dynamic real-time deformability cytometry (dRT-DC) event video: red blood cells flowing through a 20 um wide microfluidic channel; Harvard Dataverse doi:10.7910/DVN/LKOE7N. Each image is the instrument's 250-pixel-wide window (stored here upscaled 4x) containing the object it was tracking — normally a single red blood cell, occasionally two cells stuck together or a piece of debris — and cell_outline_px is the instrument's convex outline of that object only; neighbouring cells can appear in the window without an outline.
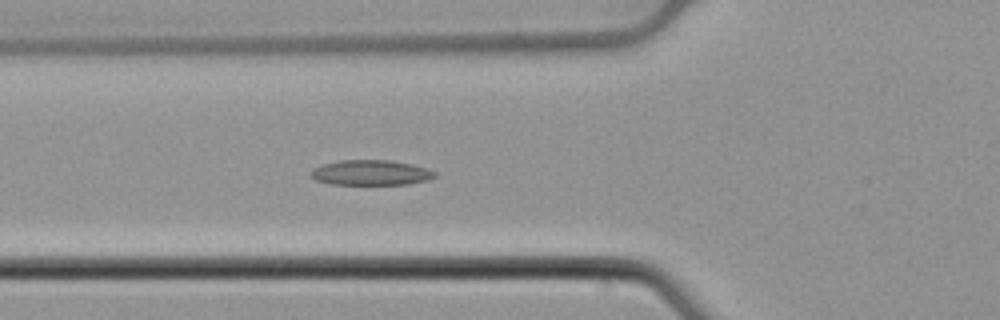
{"species": "common noctule bat (a hibernating species)", "species_latin": "Nyctalus noctula", "temperature_condition": "cold", "stored_images_in_passage": 39, "camera_frame_rate_fps": 3000, "um_per_image_px": 0.085, "animal": {"sex": "male", "body_mass_g": 21.5, "forearm_length_mm": 52.0}, "frame": {"image": 1, "passage_image": 7, "time_ms": 2.0, "image_size_px": [1000, 320], "cell_outline_px": [[436, 176], [428, 180], [408, 184], [328, 184], [316, 180], [312, 176], [312, 172], [316, 168], [324, 164], [340, 160], [388, 160], [412, 164], [436, 172]], "centroid_in_image_um": [31.55, 14.68], "position_along_channel_um": 94.2, "area_um2": 17.92}}
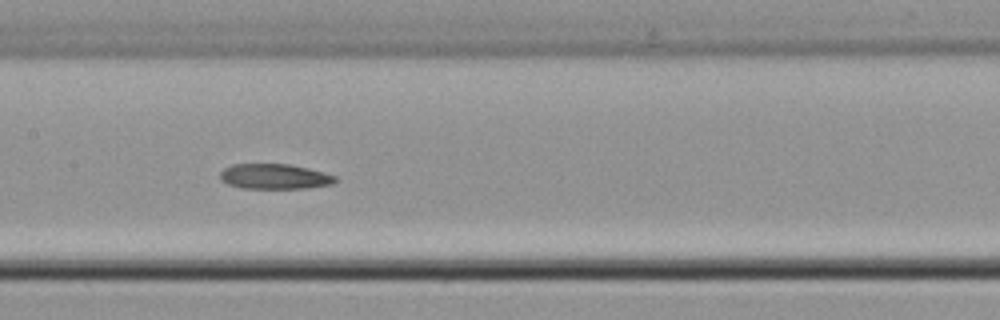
{"frame": {"image": 2, "passage_image": 14, "time_ms": 4.333, "image_size_px": [1000, 320], "cell_outline_px": [[336, 180], [332, 184], [304, 188], [240, 188], [228, 184], [220, 180], [220, 172], [224, 168], [232, 164], [288, 164], [308, 168], [324, 172], [336, 176]], "centroid_in_image_um": [23.31, 15.0], "position_along_channel_um": 184.1, "area_um2": 16.88}}
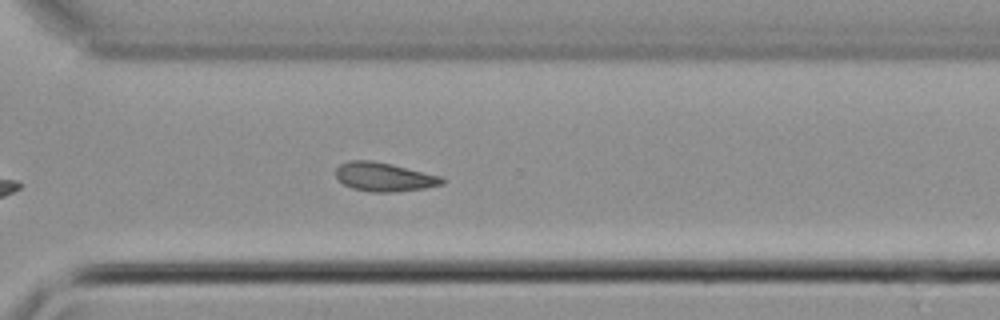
{"frame": {"image": 3, "passage_image": 26, "time_ms": 8.333, "image_size_px": [1000, 320], "cell_outline_px": [[448, 180], [444, 184], [424, 188], [396, 192], [372, 192], [352, 188], [344, 184], [336, 176], [336, 168], [340, 164], [348, 160], [368, 160], [392, 164], [440, 176]], "centroid_in_image_um": [32.67, 15.04], "position_along_channel_um": 337.9, "area_um2": 17.86}}